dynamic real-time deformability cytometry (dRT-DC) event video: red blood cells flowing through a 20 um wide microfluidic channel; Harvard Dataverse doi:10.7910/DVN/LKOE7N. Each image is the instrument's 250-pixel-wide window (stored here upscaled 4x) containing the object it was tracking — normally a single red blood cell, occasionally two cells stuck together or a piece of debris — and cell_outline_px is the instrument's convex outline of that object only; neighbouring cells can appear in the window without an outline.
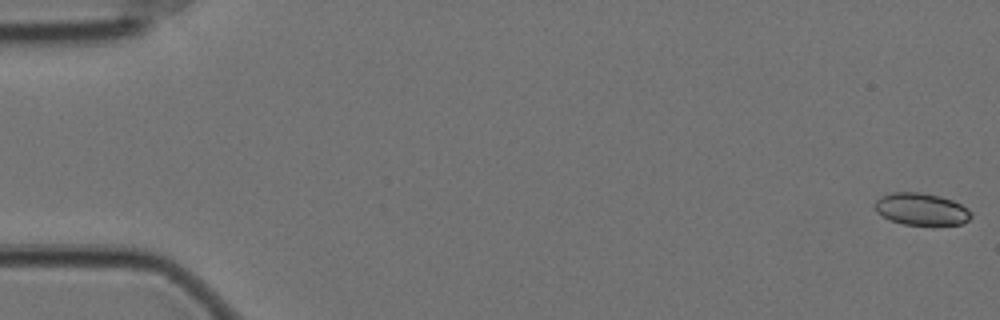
{"species": "Egyptian fruit bat (a non-hibernating species)", "species_latin": "Rousettus aegyptiacus", "temperature_condition": "cold", "stored_images_in_passage": 8, "camera_frame_rate_fps": 3000, "um_per_image_px": 0.085, "animal": {"sex": "female"}, "frame": {"image": 1, "passage_image": 1, "time_ms": 0.0, "image_size_px": [1000, 320], "cell_outline_px": [[972, 216], [968, 220], [960, 224], [904, 224], [888, 220], [876, 212], [872, 204], [880, 196], [892, 192], [920, 192], [940, 196], [952, 200], [968, 208], [972, 212]], "centroid_in_image_um": [78.26, 17.76], "position_along_channel_um": 6.7, "area_um2": 18.09}}